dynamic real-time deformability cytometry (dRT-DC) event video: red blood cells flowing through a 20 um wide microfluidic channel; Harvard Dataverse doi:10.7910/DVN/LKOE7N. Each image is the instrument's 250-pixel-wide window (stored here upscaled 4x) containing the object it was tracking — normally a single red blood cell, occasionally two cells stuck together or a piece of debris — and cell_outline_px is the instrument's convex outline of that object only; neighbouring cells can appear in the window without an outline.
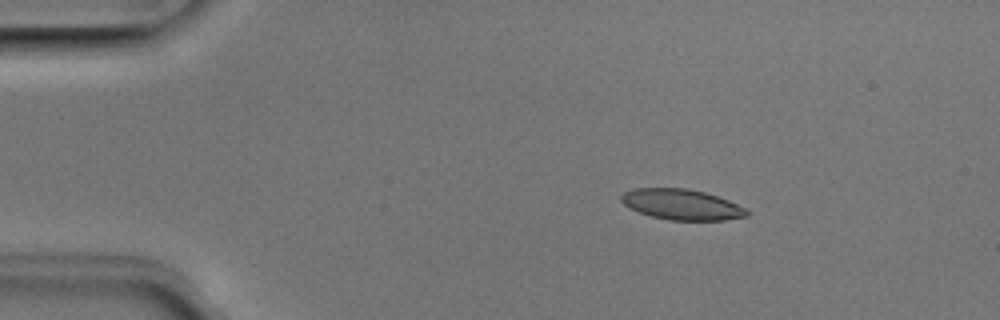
{"species": "Egyptian fruit bat (a non-hibernating species)", "species_latin": "Rousettus aegyptiacus", "temperature_condition": "room temperature", "stored_images_in_passage": 5, "segment_of_instrument_passage": [1, 2], "camera_frame_rate_fps": 3000, "um_per_image_px": 0.085, "animal": {"sex": "male"}, "frame": {"image": 1, "passage_image": 3, "time_ms": 0.667, "image_size_px": [1000, 320], "cell_outline_px": [[748, 216], [724, 220], [668, 220], [652, 216], [628, 208], [620, 200], [620, 196], [624, 192], [636, 188], [688, 188], [704, 192], [728, 200], [744, 208], [748, 212]], "centroid_in_image_um": [57.91, 17.38], "position_along_channel_um": 27.1, "area_um2": 22.25}}